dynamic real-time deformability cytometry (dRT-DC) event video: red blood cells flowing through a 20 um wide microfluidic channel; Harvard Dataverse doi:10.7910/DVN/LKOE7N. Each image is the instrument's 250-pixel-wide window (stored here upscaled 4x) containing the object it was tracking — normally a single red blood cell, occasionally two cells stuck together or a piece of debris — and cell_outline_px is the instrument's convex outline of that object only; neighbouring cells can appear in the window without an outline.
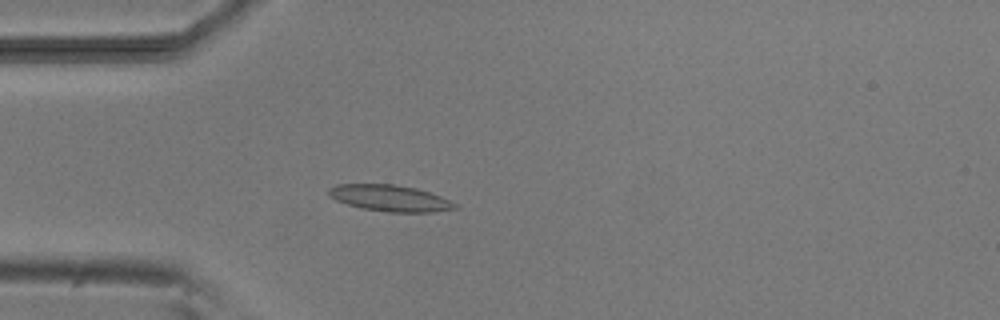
{"species": "common noctule bat (a hibernating species)", "species_latin": "Nyctalus noctula", "temperature_condition": "room temperature", "stored_images_in_passage": 5, "camera_frame_rate_fps": 3000, "um_per_image_px": 0.085, "animal": {"sex": "male", "body_mass_g": 20.5, "forearm_length_mm": 52.5}, "frame": {"image": 1, "passage_image": 5, "time_ms": 4.667, "image_size_px": [1000, 320], "cell_outline_px": [[460, 208], [432, 212], [388, 212], [360, 208], [336, 200], [328, 192], [328, 188], [336, 184], [396, 184], [416, 188], [440, 196], [456, 204]], "centroid_in_image_um": [33.15, 16.84], "position_along_channel_um": 51.9, "area_um2": 19.31}}